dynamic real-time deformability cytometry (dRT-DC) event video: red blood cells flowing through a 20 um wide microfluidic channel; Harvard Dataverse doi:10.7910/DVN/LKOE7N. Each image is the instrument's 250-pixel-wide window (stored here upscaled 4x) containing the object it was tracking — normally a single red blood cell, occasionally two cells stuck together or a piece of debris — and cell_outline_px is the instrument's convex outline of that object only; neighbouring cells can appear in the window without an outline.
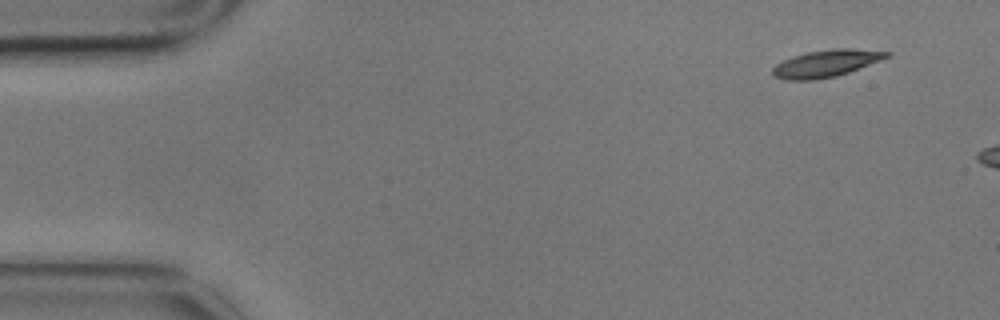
{"species": "common noctule bat (a hibernating species)", "species_latin": "Nyctalus noctula", "temperature_condition": "cold", "stored_images_in_passage": 3, "camera_frame_rate_fps": 3000, "um_per_image_px": 0.085, "animal": {"sex": "male", "body_mass_g": 17.9}, "frame": {"image": 1, "passage_image": 1, "time_ms": 0.0, "image_size_px": [1000, 320], "cell_outline_px": [[892, 56], [848, 72], [836, 76], [816, 80], [788, 80], [776, 76], [772, 72], [772, 68], [776, 64], [792, 56], [808, 52], [832, 48], [848, 48], [892, 52]], "centroid_in_image_um": [70.25, 5.38], "position_along_channel_um": 14.8, "area_um2": 17.92}}